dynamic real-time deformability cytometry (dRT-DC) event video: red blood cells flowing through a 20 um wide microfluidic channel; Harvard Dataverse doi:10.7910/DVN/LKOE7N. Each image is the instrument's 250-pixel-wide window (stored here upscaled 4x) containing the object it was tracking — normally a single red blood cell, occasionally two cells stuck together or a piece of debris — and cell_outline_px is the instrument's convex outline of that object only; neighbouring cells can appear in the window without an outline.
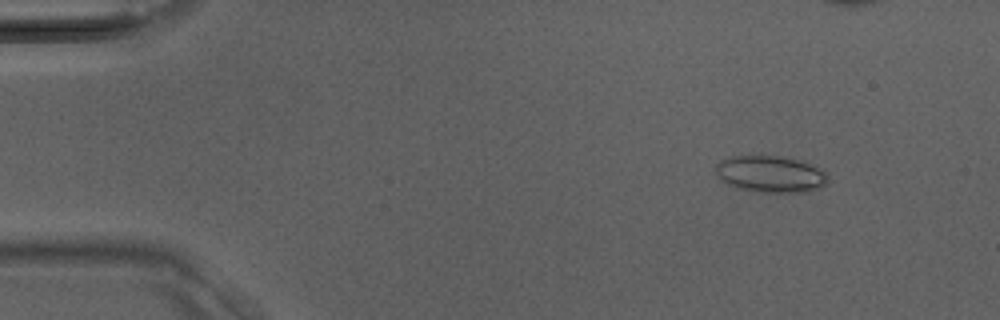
{"species": "Egyptian fruit bat (a non-hibernating species)", "species_latin": "Rousettus aegyptiacus", "temperature_condition": "room temperature", "stored_images_in_passage": 26, "camera_frame_rate_fps": 3000, "um_per_image_px": 0.085, "animal": {"sex": "male"}, "frame": {"image": 1, "passage_image": 4, "time_ms": 1.0, "image_size_px": [1000, 320], "cell_outline_px": [[828, 180], [820, 188], [808, 192], [760, 192], [740, 188], [728, 184], [716, 176], [716, 164], [720, 160], [732, 156], [780, 156], [796, 160], [820, 168], [824, 172]], "centroid_in_image_um": [65.47, 14.8], "position_along_channel_um": 19.5, "area_um2": 23.7}}
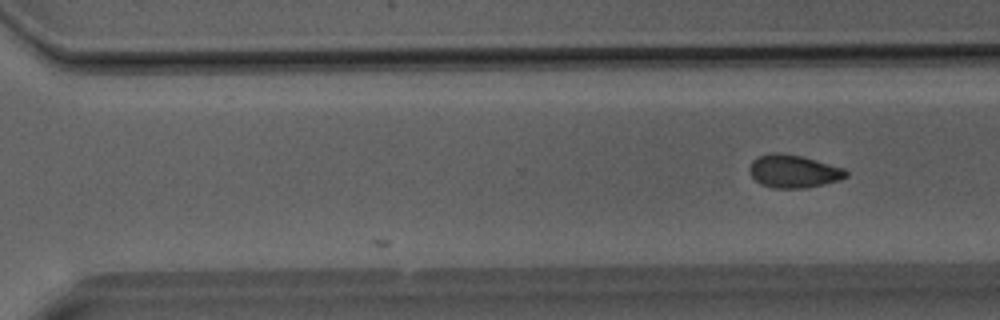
{"frame": {"image": 2, "passage_image": 26, "time_ms": 8.333, "image_size_px": [1000, 320], "cell_outline_px": [[848, 176], [840, 180], [824, 184], [804, 188], [772, 188], [760, 184], [748, 172], [748, 168], [752, 160], [756, 156], [772, 152], [780, 152], [800, 156], [816, 160], [844, 168], [848, 172]], "centroid_in_image_um": [67.42, 14.55], "position_along_channel_um": 303.2, "area_um2": 18.73}}